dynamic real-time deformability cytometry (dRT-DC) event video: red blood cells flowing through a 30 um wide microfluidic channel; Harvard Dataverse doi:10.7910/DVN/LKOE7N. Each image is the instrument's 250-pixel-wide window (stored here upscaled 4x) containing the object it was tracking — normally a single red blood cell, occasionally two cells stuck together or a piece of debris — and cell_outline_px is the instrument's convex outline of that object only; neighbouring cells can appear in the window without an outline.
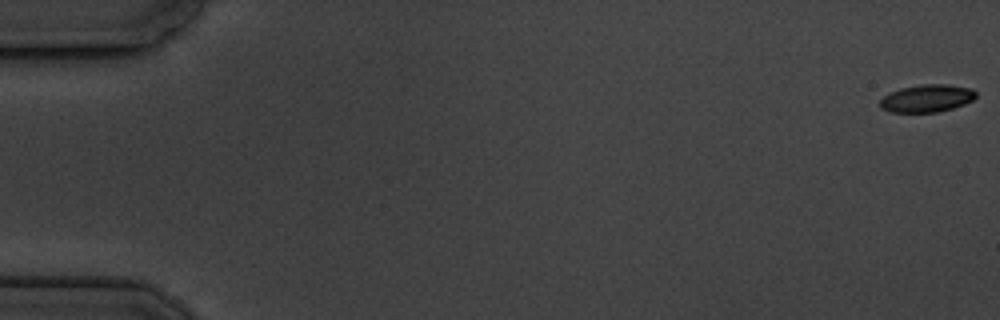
{"species": "common noctule bat (a hibernating species)", "species_latin": "Nyctalus noctula", "temperature_condition": "cold", "stored_images_in_passage": 7, "camera_frame_rate_fps": 3000, "um_per_image_px": 0.085, "animal": {"sex": "male", "body_mass_g": 19.5, "forearm_length_mm": 54.6}, "frame": {"image": 1, "passage_image": 1, "time_ms": 0.0, "image_size_px": [1000, 320], "cell_outline_px": [[976, 96], [972, 100], [964, 104], [952, 108], [936, 112], [892, 112], [880, 108], [880, 100], [888, 92], [900, 88], [920, 84], [948, 84], [972, 88], [976, 92]], "centroid_in_image_um": [78.77, 8.34], "position_along_channel_um": 6.2, "area_um2": 15.49}}
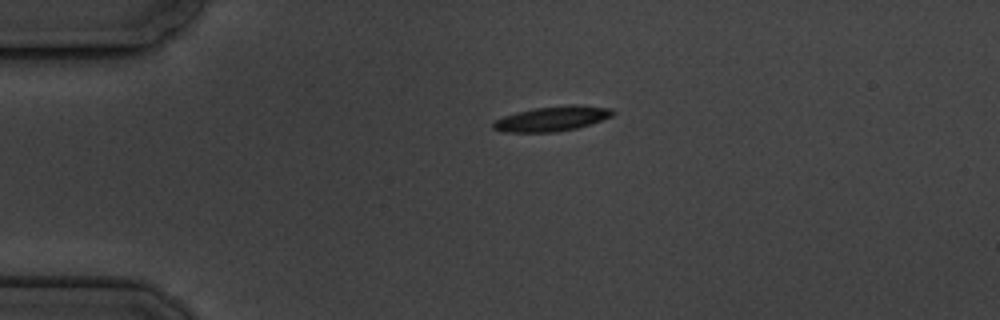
{"frame": {"image": 2, "passage_image": 7, "time_ms": 7.667, "image_size_px": [1000, 320], "cell_outline_px": [[616, 112], [612, 116], [576, 128], [556, 132], [504, 132], [492, 128], [492, 124], [496, 120], [504, 116], [516, 112], [536, 108], [568, 104], [580, 104], [612, 108]], "centroid_in_image_um": [46.95, 10.07], "position_along_channel_um": 38.1, "area_um2": 17.34}}